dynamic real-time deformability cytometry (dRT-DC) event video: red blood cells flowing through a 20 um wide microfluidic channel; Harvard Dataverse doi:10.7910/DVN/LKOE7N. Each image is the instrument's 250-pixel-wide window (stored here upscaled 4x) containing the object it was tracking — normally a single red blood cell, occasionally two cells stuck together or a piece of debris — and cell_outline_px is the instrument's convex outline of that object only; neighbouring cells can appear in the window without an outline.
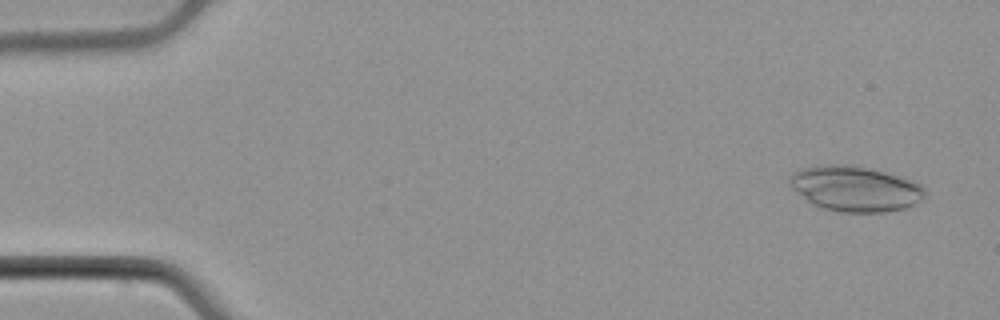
{"species": "common noctule bat (a hibernating species)", "species_latin": "Nyctalus noctula", "temperature_condition": "cold", "stored_images_in_passage": 54, "camera_frame_rate_fps": 3000, "um_per_image_px": 0.085, "animal": {"sex": "male", "body_mass_g": 21.5, "forearm_length_mm": 52.0}, "frame": {"image": 1, "passage_image": 3, "time_ms": 0.667, "image_size_px": [1000, 320], "cell_outline_px": [[924, 196], [920, 200], [904, 208], [884, 212], [840, 212], [824, 208], [812, 204], [792, 188], [788, 184], [788, 176], [792, 172], [800, 168], [816, 164], [852, 164], [872, 168], [912, 180], [920, 184], [924, 188]], "centroid_in_image_um": [72.62, 16.0], "position_along_channel_um": 12.4, "area_um2": 36.01}}
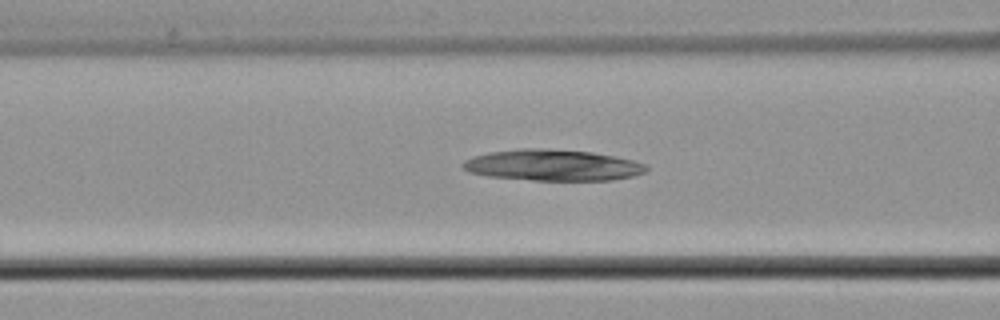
{"frame": {"image": 2, "passage_image": 22, "time_ms": 7.0, "image_size_px": [1000, 320], "cell_outline_px": [[648, 168], [644, 172], [636, 176], [612, 180], [532, 180], [488, 176], [468, 172], [460, 164], [464, 160], [472, 156], [488, 152], [516, 148], [548, 148], [592, 152], [632, 160], [644, 164]], "centroid_in_image_um": [46.93, 14.03], "position_along_channel_um": 119.7, "area_um2": 33.52}}
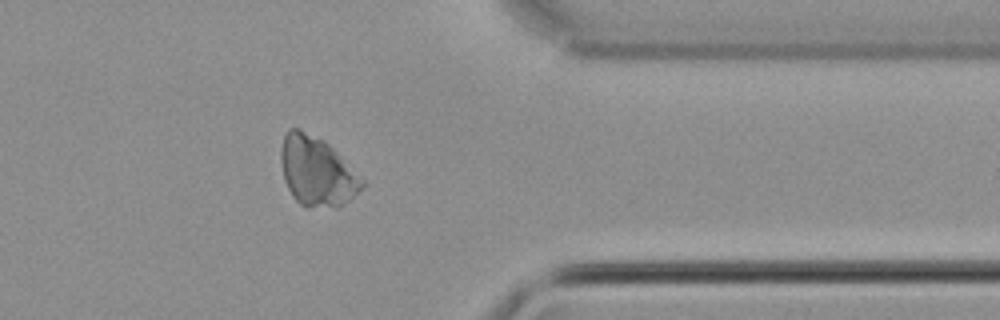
{"frame": {"image": 3, "passage_image": 44, "time_ms": 14.333, "image_size_px": [1000, 320], "cell_outline_px": [[368, 184], [344, 204], [308, 208], [300, 204], [292, 196], [284, 180], [280, 160], [280, 148], [284, 136], [288, 128], [300, 128], [324, 140]], "centroid_in_image_um": [26.91, 14.55], "position_along_channel_um": 384.5, "area_um2": 32.71}}